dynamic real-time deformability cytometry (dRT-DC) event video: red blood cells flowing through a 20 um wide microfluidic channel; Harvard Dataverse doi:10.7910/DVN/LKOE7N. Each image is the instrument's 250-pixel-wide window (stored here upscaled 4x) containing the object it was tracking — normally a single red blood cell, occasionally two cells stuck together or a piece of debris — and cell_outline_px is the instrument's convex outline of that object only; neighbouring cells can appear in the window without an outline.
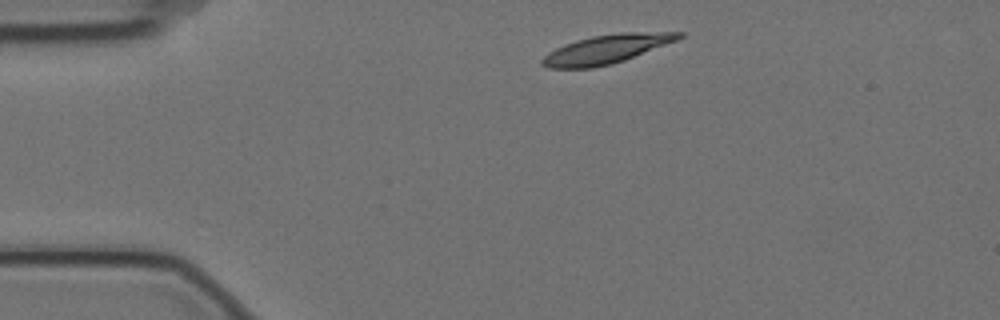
{"species": "Egyptian fruit bat (a non-hibernating species)", "species_latin": "Rousettus aegyptiacus", "temperature_condition": "cold", "stored_images_in_passage": 4, "camera_frame_rate_fps": 3000, "um_per_image_px": 0.085, "animal": {"sex": "female"}, "frame": {"image": 1, "passage_image": 1, "time_ms": 0.0, "image_size_px": [1000, 320], "cell_outline_px": [[684, 36], [676, 40], [624, 60], [612, 64], [592, 68], [548, 68], [540, 64], [540, 60], [548, 52], [564, 44], [576, 40], [592, 36], [620, 32], [684, 32]], "centroid_in_image_um": [51.5, 4.18], "position_along_channel_um": 33.5, "area_um2": 22.83}}
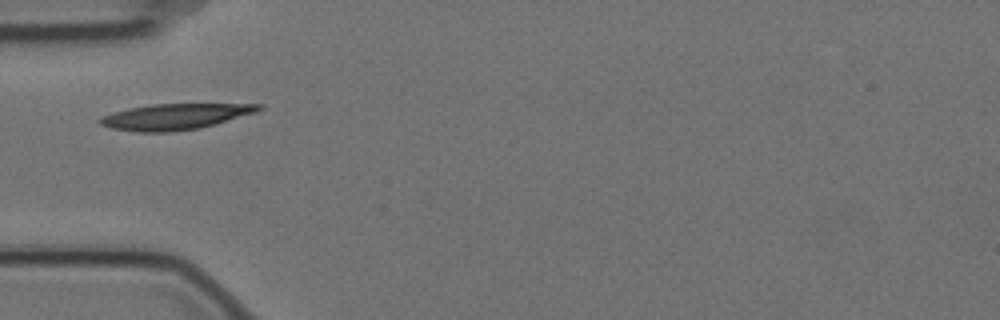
{"frame": {"image": 2, "passage_image": 3, "time_ms": 0.667, "image_size_px": [1000, 320], "cell_outline_px": [[264, 108], [256, 112], [216, 124], [200, 128], [172, 132], [136, 132], [112, 128], [100, 124], [96, 120], [100, 116], [128, 108], [152, 104], [264, 104]], "centroid_in_image_um": [14.87, 9.91], "position_along_channel_um": 70.1, "area_um2": 24.04}}
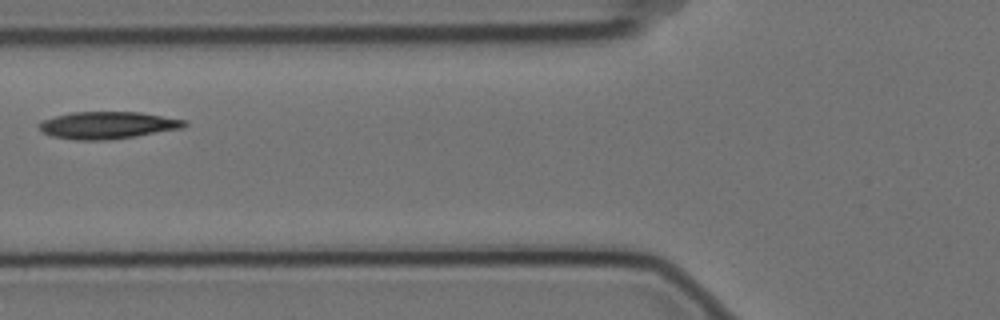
{"frame": {"image": 3, "passage_image": 4, "time_ms": 1.0, "image_size_px": [1000, 320], "cell_outline_px": [[188, 124], [184, 128], [136, 136], [104, 140], [76, 140], [52, 136], [44, 132], [40, 128], [40, 124], [44, 120], [56, 116], [72, 112], [140, 112], [188, 120]], "centroid_in_image_um": [9.23, 10.64], "position_along_channel_um": 116.6, "area_um2": 22.89}}